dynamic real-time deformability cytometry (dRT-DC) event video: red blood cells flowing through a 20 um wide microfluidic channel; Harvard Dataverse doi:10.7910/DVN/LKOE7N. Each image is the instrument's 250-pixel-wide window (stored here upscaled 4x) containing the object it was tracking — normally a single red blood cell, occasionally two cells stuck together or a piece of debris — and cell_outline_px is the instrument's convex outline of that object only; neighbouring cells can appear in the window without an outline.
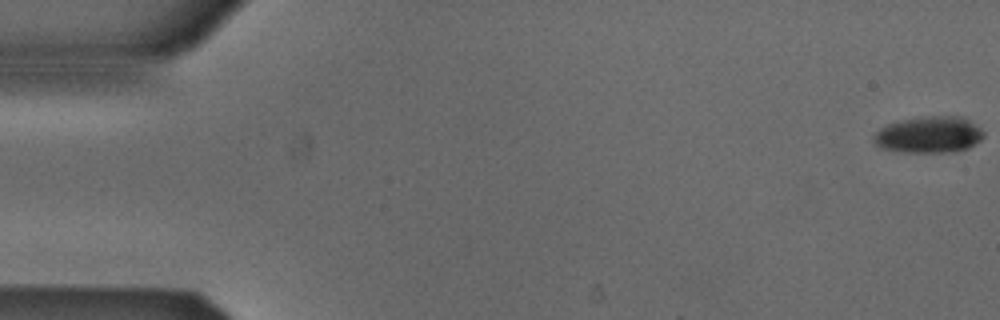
{"species": "Egyptian fruit bat (a non-hibernating species)", "species_latin": "Rousettus aegyptiacus", "temperature_condition": "cold", "stored_images_in_passage": 55, "segment_of_instrument_passage": [1, 2], "camera_frame_rate_fps": 3000, "um_per_image_px": 0.085, "animal": {"sex": "male"}, "frame": {"image": 1, "passage_image": 1, "time_ms": 0.0, "image_size_px": [1000, 320], "cell_outline_px": [[984, 136], [980, 140], [968, 148], [956, 152], [904, 152], [880, 148], [872, 140], [872, 136], [880, 128], [888, 124], [900, 120], [920, 116], [964, 116], [980, 128], [984, 132]], "centroid_in_image_um": [78.96, 11.44], "position_along_channel_um": 6.0, "area_um2": 23.64}}
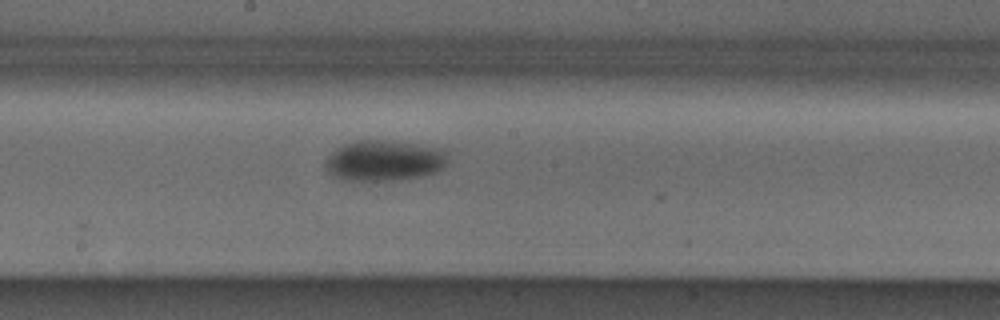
{"frame": {"image": 2, "passage_image": 29, "time_ms": 9.333, "image_size_px": [1000, 320], "cell_outline_px": [[452, 148], [448, 160], [444, 168], [436, 172], [420, 176], [400, 180], [344, 180], [332, 176], [328, 172], [324, 164], [324, 160], [332, 152], [344, 144], [356, 140], [380, 140]], "centroid_in_image_um": [32.74, 13.64], "position_along_channel_um": 215.5, "area_um2": 29.65}}
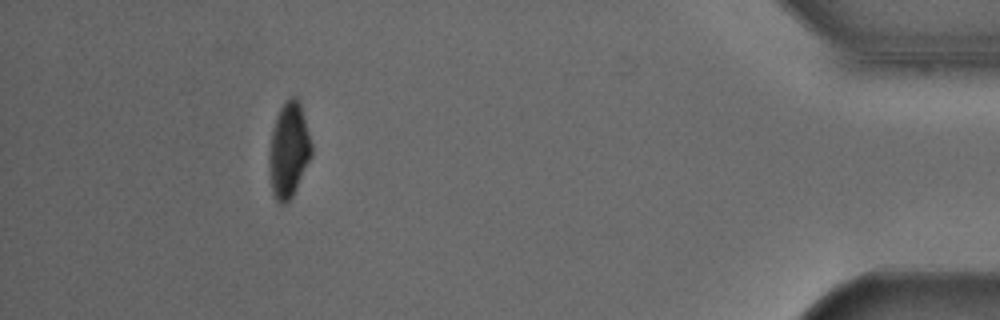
{"frame": {"image": 3, "passage_image": 49, "time_ms": 16.0, "image_size_px": [1000, 320], "cell_outline_px": [[312, 156], [292, 196], [284, 204], [280, 204], [276, 200], [272, 192], [268, 168], [268, 156], [272, 128], [276, 116], [280, 108], [292, 96], [296, 96], [300, 104], [312, 144]], "centroid_in_image_um": [24.52, 12.78], "position_along_channel_um": 410.7, "area_um2": 23.47}}